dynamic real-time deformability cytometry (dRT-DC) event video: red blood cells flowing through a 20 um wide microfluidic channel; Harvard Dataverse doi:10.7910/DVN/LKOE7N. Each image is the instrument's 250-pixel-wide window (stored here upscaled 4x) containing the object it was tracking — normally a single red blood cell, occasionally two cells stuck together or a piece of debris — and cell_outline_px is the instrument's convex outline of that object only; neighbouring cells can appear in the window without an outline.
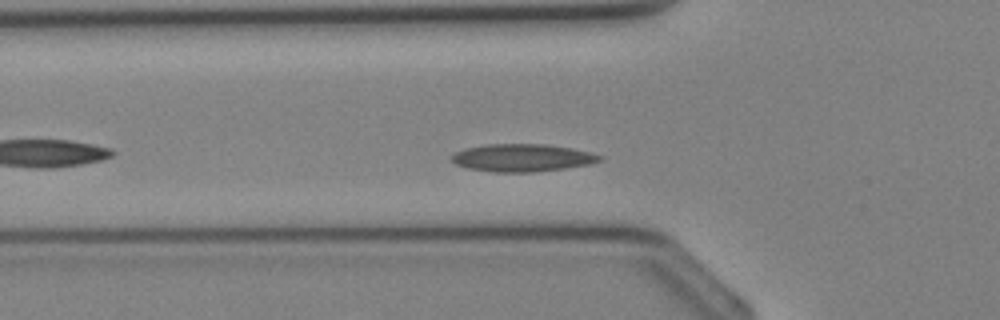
{"species": "Egyptian fruit bat (a non-hibernating species)", "species_latin": "Rousettus aegyptiacus", "temperature_condition": "cold", "stored_images_in_passage": 33, "camera_frame_rate_fps": 3000, "um_per_image_px": 0.085, "animal": {"sex": "female"}, "frame": {"image": 1, "passage_image": 8, "time_ms": 2.333, "image_size_px": [1000, 320], "cell_outline_px": [[604, 156], [600, 160], [588, 164], [564, 168], [536, 172], [492, 172], [468, 168], [456, 164], [452, 160], [452, 156], [456, 152], [464, 148], [488, 144], [544, 144], [572, 148], [592, 152]], "centroid_in_image_um": [44.4, 13.41], "position_along_channel_um": 81.4, "area_um2": 23.76}}
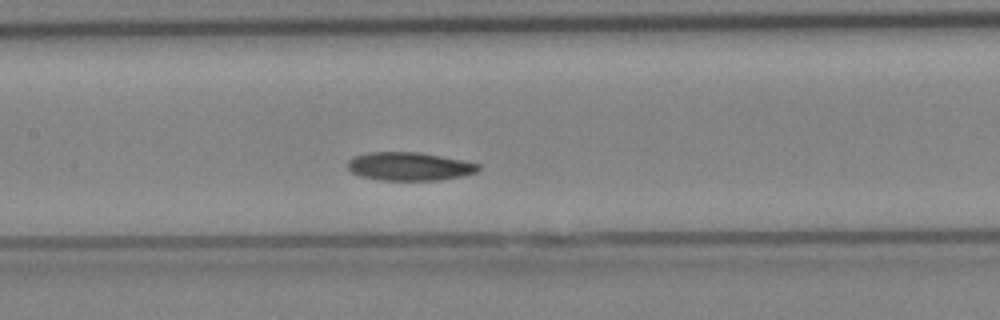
{"frame": {"image": 2, "passage_image": 13, "time_ms": 4.0, "image_size_px": [1000, 320], "cell_outline_px": [[480, 168], [476, 172], [464, 176], [440, 180], [376, 180], [360, 176], [352, 172], [348, 168], [348, 160], [356, 156], [372, 152], [416, 152], [464, 160], [480, 164]], "centroid_in_image_um": [34.82, 14.15], "position_along_channel_um": 172.6, "area_um2": 21.56}}
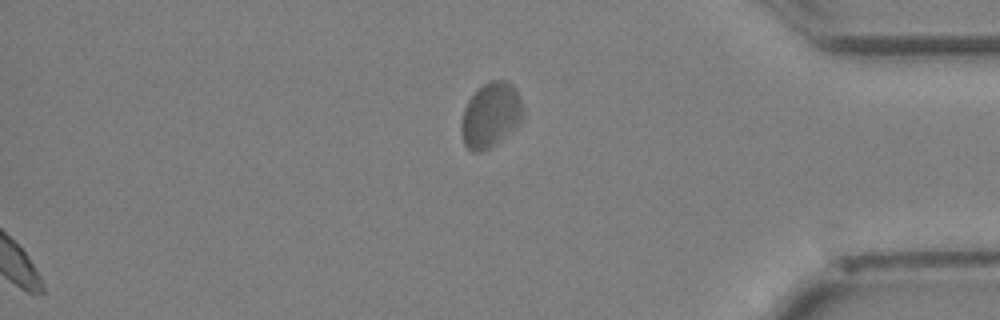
{"frame": {"image": 3, "passage_image": 33, "time_ms": 10.667, "image_size_px": [1000, 320], "cell_outline_px": [[524, 116], [512, 128], [488, 148], [480, 152], [472, 152], [464, 144], [460, 132], [460, 124], [464, 108], [468, 100], [488, 80], [504, 80], [512, 84], [516, 88], [524, 112]], "centroid_in_image_um": [41.67, 9.75], "position_along_channel_um": 393.5, "area_um2": 22.89}}